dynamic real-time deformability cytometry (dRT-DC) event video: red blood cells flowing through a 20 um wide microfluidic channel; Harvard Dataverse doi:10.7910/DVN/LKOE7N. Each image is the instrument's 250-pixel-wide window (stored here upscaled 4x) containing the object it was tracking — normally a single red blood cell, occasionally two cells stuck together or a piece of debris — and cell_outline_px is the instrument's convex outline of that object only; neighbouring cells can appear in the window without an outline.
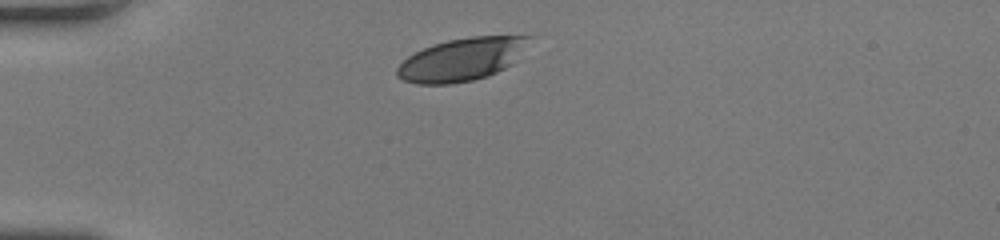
{"species": "human", "species_latin": "Homo sapiens", "temperature_condition": "room temperature", "stored_images_in_passage": 30, "camera_frame_rate_fps": 3000, "um_per_image_px": 0.085, "donor": {"sex": "female"}, "frame": {"image": 1, "passage_image": 1, "time_ms": 0.0, "image_size_px": [1000, 240], "cell_outline_px": [[536, 36], [512, 64], [488, 76], [472, 80], [448, 84], [416, 84], [404, 80], [396, 76], [396, 68], [408, 56], [424, 48], [448, 40], [472, 36]], "centroid_in_image_um": [39.28, 5.05], "position_along_channel_um": 45.7, "area_um2": 32.83}}
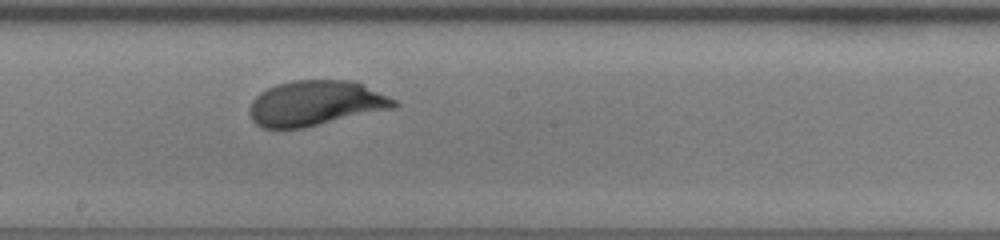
{"frame": {"image": 2, "passage_image": 16, "time_ms": 5.0, "image_size_px": [1000, 240], "cell_outline_px": [[400, 104], [396, 108], [304, 128], [264, 128], [256, 124], [252, 120], [248, 112], [252, 100], [260, 92], [276, 84], [292, 80], [352, 80], [388, 96], [396, 100]], "centroid_in_image_um": [26.83, 8.78], "position_along_channel_um": 221.4, "area_um2": 38.21}}
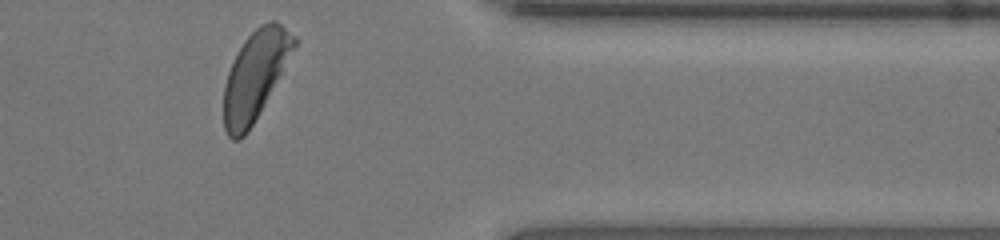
{"frame": {"image": 3, "passage_image": 29, "time_ms": 9.333, "image_size_px": [1000, 240], "cell_outline_px": [[300, 40], [260, 112], [248, 132], [240, 140], [232, 140], [228, 136], [224, 128], [224, 84], [228, 72], [244, 40], [260, 24], [268, 20], [276, 20], [296, 36]], "centroid_in_image_um": [21.71, 6.4], "position_along_channel_um": 389.7, "area_um2": 36.3}, "authors_computed_cell_mechanics": {"area_um2": 37.3388, "velocity_mm_per_s": 4.1854, "shape_relaxation_time_tau1_ms": 2.0528, "shape_relaxation_time_tau2_ms": null, "deformation_change_tau1": 0.1321, "deformation_change_tau2": null}}